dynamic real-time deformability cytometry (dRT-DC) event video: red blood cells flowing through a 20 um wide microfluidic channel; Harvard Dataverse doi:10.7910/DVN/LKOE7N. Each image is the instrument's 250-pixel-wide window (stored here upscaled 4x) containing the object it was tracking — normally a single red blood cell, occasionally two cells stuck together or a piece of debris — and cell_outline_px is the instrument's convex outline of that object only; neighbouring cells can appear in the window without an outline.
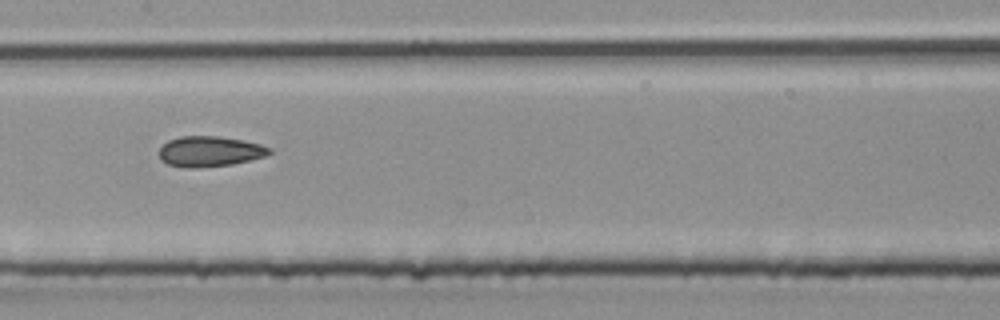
{"species": "common noctule bat (a hibernating species)", "species_latin": "Nyctalus noctula", "temperature_condition": "room temperature", "stored_images_in_passage": 33, "camera_frame_rate_fps": 3000, "um_per_image_px": 0.085, "animal": {"sex": "male", "body_mass_g": 20.4}, "frame": {"image": 1, "passage_image": 10, "time_ms": 3.0, "image_size_px": [1000, 320], "cell_outline_px": [[272, 152], [264, 156], [232, 164], [196, 168], [188, 168], [168, 164], [160, 160], [160, 148], [168, 140], [180, 136], [220, 136], [244, 140], [260, 144], [272, 148]], "centroid_in_image_um": [17.83, 12.86], "position_along_channel_um": 189.6, "area_um2": 19.54}}